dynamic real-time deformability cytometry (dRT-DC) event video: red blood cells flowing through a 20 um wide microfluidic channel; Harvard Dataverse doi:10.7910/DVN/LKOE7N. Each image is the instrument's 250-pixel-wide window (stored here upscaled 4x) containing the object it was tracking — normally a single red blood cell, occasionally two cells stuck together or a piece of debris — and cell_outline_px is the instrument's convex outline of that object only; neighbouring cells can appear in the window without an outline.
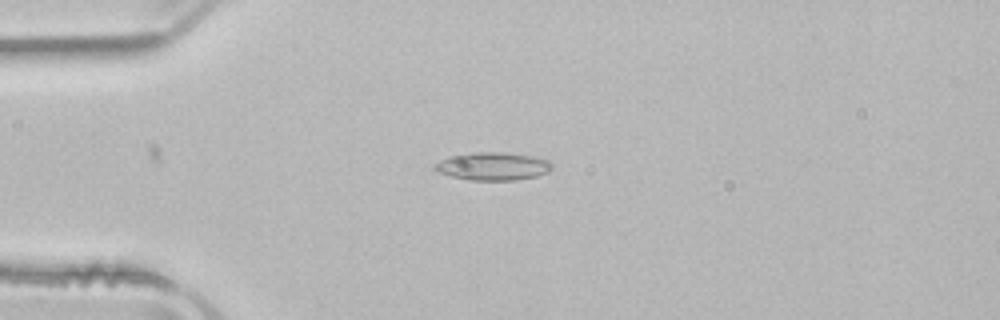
{"species": "common noctule bat (a hibernating species)", "species_latin": "Nyctalus noctula", "temperature_condition": "room temperature", "stored_images_in_passage": 37, "camera_frame_rate_fps": 3000, "um_per_image_px": 0.085, "animal": {"sex": "male", "body_mass_g": 21.5, "forearm_length_mm": 52.0}, "frame": {"image": 1, "passage_image": 10, "time_ms": 3.0, "image_size_px": [1000, 320], "cell_outline_px": [[552, 168], [548, 172], [536, 176], [516, 180], [472, 180], [452, 176], [436, 172], [432, 168], [432, 164], [448, 156], [472, 152], [500, 152], [532, 156], [548, 160], [552, 164]], "centroid_in_image_um": [41.84, 14.13], "position_along_channel_um": 43.2, "area_um2": 19.19}}
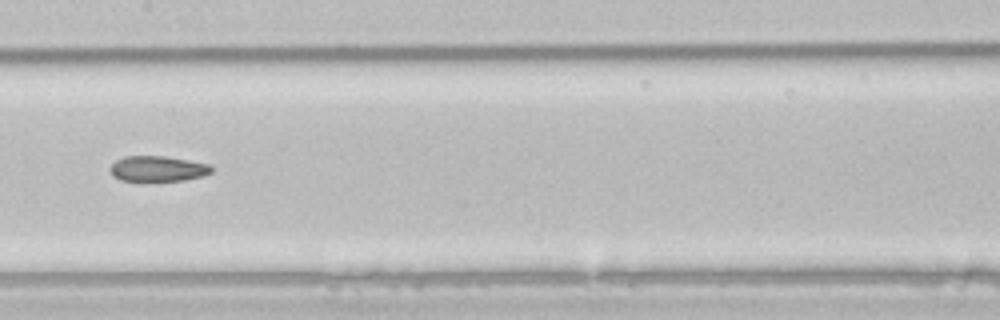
{"frame": {"image": 2, "passage_image": 23, "time_ms": 7.333, "image_size_px": [1000, 320], "cell_outline_px": [[212, 172], [200, 176], [184, 180], [120, 180], [112, 172], [112, 164], [116, 160], [124, 156], [164, 156], [208, 164], [212, 168]], "centroid_in_image_um": [13.42, 14.32], "position_along_channel_um": 194.0, "area_um2": 14.51}}
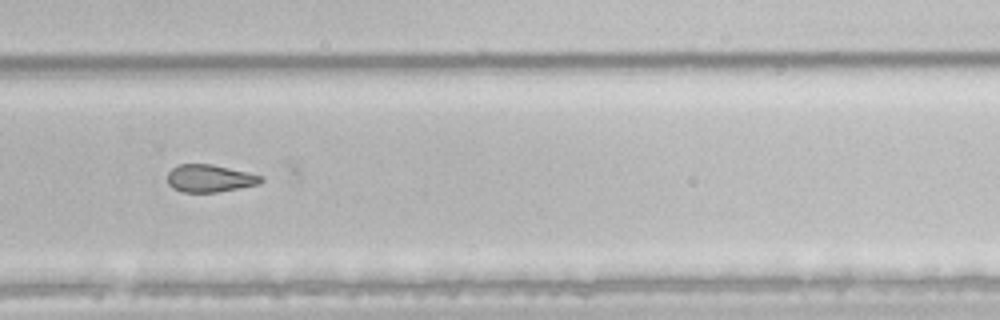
{"frame": {"image": 3, "passage_image": 32, "time_ms": 10.333, "image_size_px": [1000, 320], "cell_outline_px": [[264, 180], [260, 184], [216, 192], [184, 192], [172, 188], [168, 184], [168, 172], [172, 168], [180, 164], [212, 164], [248, 172], [260, 176]], "centroid_in_image_um": [17.81, 15.16], "position_along_channel_um": 312.0, "area_um2": 14.91}}